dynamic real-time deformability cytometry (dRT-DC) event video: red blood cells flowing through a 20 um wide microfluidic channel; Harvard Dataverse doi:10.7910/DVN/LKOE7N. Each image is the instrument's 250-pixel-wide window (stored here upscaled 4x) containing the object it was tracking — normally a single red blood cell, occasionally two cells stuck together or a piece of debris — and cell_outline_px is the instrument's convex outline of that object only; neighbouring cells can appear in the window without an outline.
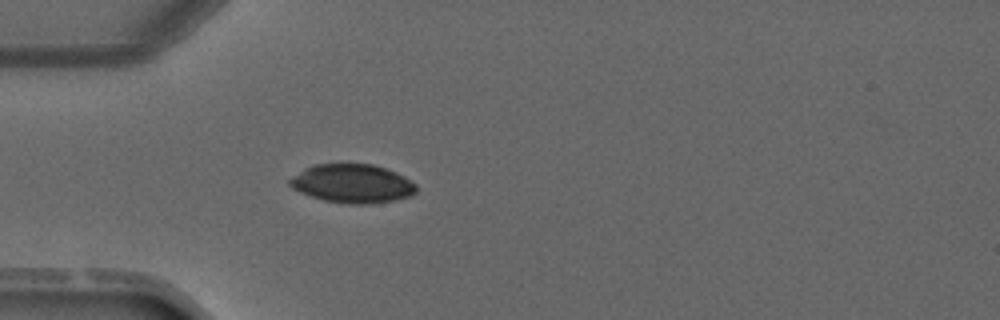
{"species": "common noctule bat (a hibernating species)", "species_latin": "Nyctalus noctula", "temperature_condition": "warm", "stored_images_in_passage": 5, "camera_frame_rate_fps": 3000, "um_per_image_px": 0.085, "animal": {"sex": "male", "forearm_length_mm": 52.5}, "frame": {"image": 1, "passage_image": 5, "time_ms": 4.667, "image_size_px": [1000, 320], "cell_outline_px": [[416, 192], [408, 196], [392, 200], [368, 204], [348, 204], [324, 200], [300, 192], [292, 188], [288, 184], [288, 180], [304, 168], [312, 164], [340, 160], [372, 164], [396, 172], [404, 176], [416, 184]], "centroid_in_image_um": [29.9, 15.54], "position_along_channel_um": 55.1, "area_um2": 29.25}}